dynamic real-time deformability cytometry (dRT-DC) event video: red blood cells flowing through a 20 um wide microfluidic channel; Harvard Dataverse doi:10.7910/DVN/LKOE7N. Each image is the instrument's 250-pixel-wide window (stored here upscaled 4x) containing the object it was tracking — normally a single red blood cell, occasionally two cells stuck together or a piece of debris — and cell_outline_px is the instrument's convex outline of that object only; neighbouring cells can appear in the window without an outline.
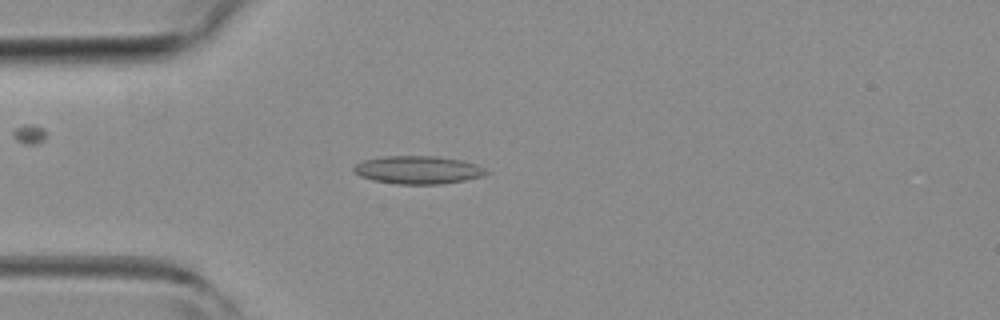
{"species": "common noctule bat (a hibernating species)", "species_latin": "Nyctalus noctula", "temperature_condition": "room temperature", "stored_images_in_passage": 37, "camera_frame_rate_fps": 3000, "um_per_image_px": 0.085, "animal": {"sex": "female", "body_mass_g": 19.3, "forearm_length_mm": 54.1}, "frame": {"image": 1, "passage_image": 3, "time_ms": 0.667, "image_size_px": [1000, 320], "cell_outline_px": [[492, 172], [484, 176], [464, 180], [440, 184], [396, 184], [376, 180], [360, 176], [352, 168], [356, 164], [364, 160], [384, 156], [436, 156], [464, 160], [476, 164]], "centroid_in_image_um": [35.59, 14.43], "position_along_channel_um": 49.4, "area_um2": 21.62}}
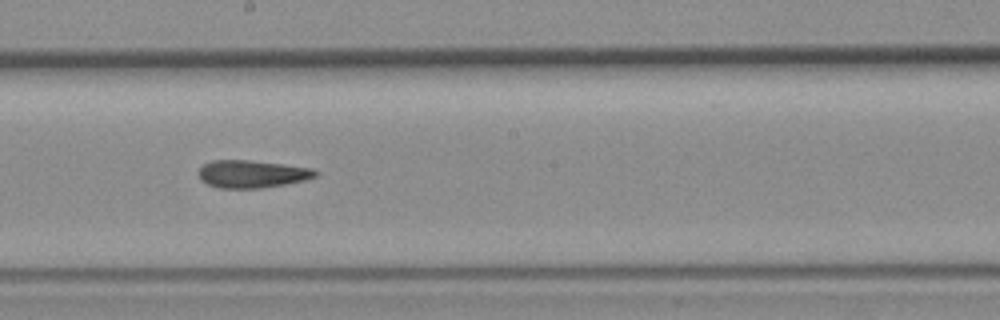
{"frame": {"image": 2, "passage_image": 16, "time_ms": 5.0, "image_size_px": [1000, 320], "cell_outline_px": [[320, 172], [316, 176], [304, 180], [284, 184], [260, 188], [216, 188], [200, 180], [200, 168], [204, 164], [212, 160], [248, 160], [284, 164], [312, 168]], "centroid_in_image_um": [21.43, 14.78], "position_along_channel_um": 226.8, "area_um2": 18.73}}
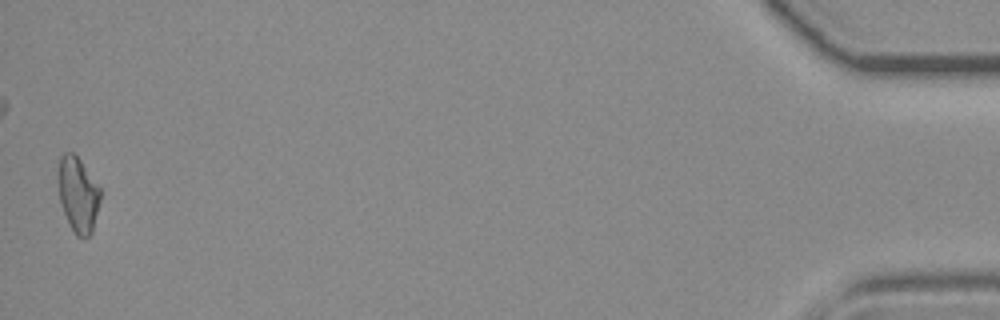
{"frame": {"image": 3, "passage_image": 37, "time_ms": 12.0, "image_size_px": [1000, 320], "cell_outline_px": [[100, 200], [92, 232], [84, 240], [76, 236], [64, 212], [60, 200], [56, 176], [56, 172], [60, 156], [64, 152], [72, 152], [80, 160], [100, 188]], "centroid_in_image_um": [6.6, 16.51], "position_along_channel_um": 428.6, "area_um2": 18.55}, "authors_computed_cell_mechanics": {"area_um2": 18.7272, "velocity_mm_per_s": 4.33, "shape_relaxation_time_tau1_ms": null, "shape_relaxation_time_tau2_ms": 4.7078, "deformation_change_tau1": null, "deformation_change_tau2": 0.1436}}